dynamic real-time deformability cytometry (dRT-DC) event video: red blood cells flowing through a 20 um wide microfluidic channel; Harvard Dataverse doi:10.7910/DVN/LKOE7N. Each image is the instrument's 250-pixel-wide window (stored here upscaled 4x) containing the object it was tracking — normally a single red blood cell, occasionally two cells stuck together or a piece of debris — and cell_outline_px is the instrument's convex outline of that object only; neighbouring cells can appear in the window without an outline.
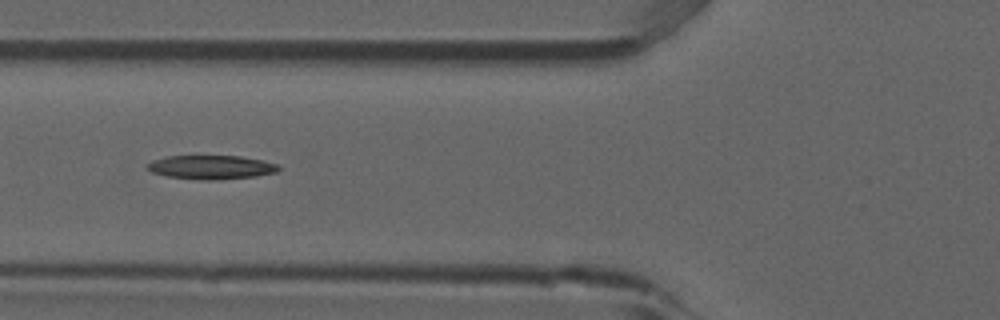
{"species": "common noctule bat (a hibernating species)", "species_latin": "Nyctalus noctula", "temperature_condition": "room temperature", "stored_images_in_passage": 37, "camera_frame_rate_fps": 3000, "um_per_image_px": 0.085, "animal": {"sex": "male", "forearm_length_mm": 52.5}, "frame": {"image": 1, "passage_image": 6, "time_ms": 1.667, "image_size_px": [1000, 320], "cell_outline_px": [[280, 168], [276, 172], [256, 176], [212, 180], [204, 180], [164, 176], [152, 172], [144, 168], [152, 160], [164, 156], [240, 156], [264, 160], [280, 164]], "centroid_in_image_um": [17.94, 14.21], "position_along_channel_um": 107.9, "area_um2": 18.44}}